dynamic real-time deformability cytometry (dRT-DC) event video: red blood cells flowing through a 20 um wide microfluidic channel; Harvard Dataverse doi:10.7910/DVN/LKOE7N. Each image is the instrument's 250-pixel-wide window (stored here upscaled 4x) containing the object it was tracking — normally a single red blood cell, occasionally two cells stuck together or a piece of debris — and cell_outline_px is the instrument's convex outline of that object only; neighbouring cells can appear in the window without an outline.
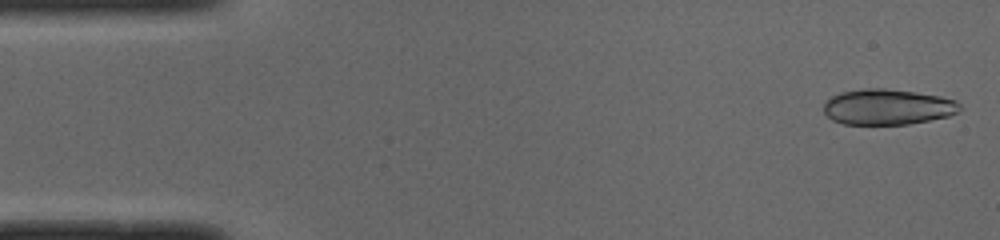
{"species": "common noctule bat (a hibernating species)", "species_latin": "Nyctalus noctula", "temperature_condition": "cold", "stored_images_in_passage": 48, "segment_of_instrument_passage": [1, 2], "camera_frame_rate_fps": 3000, "um_per_image_px": 0.085, "animal": {"sex": "male", "body_mass_g": 19.0, "forearm_length_mm": 50.8}, "frame": {"image": 1, "passage_image": 1, "time_ms": 0.0, "image_size_px": [1000, 240], "cell_outline_px": [[964, 108], [948, 116], [908, 124], [844, 124], [832, 120], [824, 112], [824, 104], [832, 96], [840, 92], [864, 88], [884, 88], [916, 92], [940, 96], [956, 100]], "centroid_in_image_um": [75.46, 9.08], "position_along_channel_um": 9.5, "area_um2": 28.26}}